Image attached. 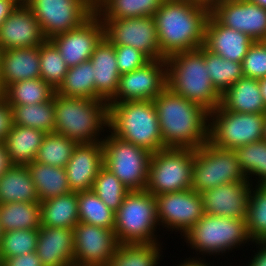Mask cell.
<instances>
[{"label":"cell","instance_id":"obj_15","mask_svg":"<svg viewBox=\"0 0 266 266\" xmlns=\"http://www.w3.org/2000/svg\"><path fill=\"white\" fill-rule=\"evenodd\" d=\"M166 88V59L150 60L142 67L120 75L117 93L109 103L152 101Z\"/></svg>","mask_w":266,"mask_h":266},{"label":"cell","instance_id":"obj_51","mask_svg":"<svg viewBox=\"0 0 266 266\" xmlns=\"http://www.w3.org/2000/svg\"><path fill=\"white\" fill-rule=\"evenodd\" d=\"M12 165L4 142H0V178Z\"/></svg>","mask_w":266,"mask_h":266},{"label":"cell","instance_id":"obj_37","mask_svg":"<svg viewBox=\"0 0 266 266\" xmlns=\"http://www.w3.org/2000/svg\"><path fill=\"white\" fill-rule=\"evenodd\" d=\"M233 151L247 180L253 185H266V141L245 144Z\"/></svg>","mask_w":266,"mask_h":266},{"label":"cell","instance_id":"obj_21","mask_svg":"<svg viewBox=\"0 0 266 266\" xmlns=\"http://www.w3.org/2000/svg\"><path fill=\"white\" fill-rule=\"evenodd\" d=\"M252 183L231 182L201 193L205 214L246 219Z\"/></svg>","mask_w":266,"mask_h":266},{"label":"cell","instance_id":"obj_4","mask_svg":"<svg viewBox=\"0 0 266 266\" xmlns=\"http://www.w3.org/2000/svg\"><path fill=\"white\" fill-rule=\"evenodd\" d=\"M167 87L186 100L198 103L207 111L215 110L221 94L211 83L206 68L204 46L178 52L166 58Z\"/></svg>","mask_w":266,"mask_h":266},{"label":"cell","instance_id":"obj_7","mask_svg":"<svg viewBox=\"0 0 266 266\" xmlns=\"http://www.w3.org/2000/svg\"><path fill=\"white\" fill-rule=\"evenodd\" d=\"M113 231L119 244L164 243L160 240L155 196L147 190L129 191L115 212Z\"/></svg>","mask_w":266,"mask_h":266},{"label":"cell","instance_id":"obj_39","mask_svg":"<svg viewBox=\"0 0 266 266\" xmlns=\"http://www.w3.org/2000/svg\"><path fill=\"white\" fill-rule=\"evenodd\" d=\"M79 222L114 230L115 212L92 191L77 192Z\"/></svg>","mask_w":266,"mask_h":266},{"label":"cell","instance_id":"obj_24","mask_svg":"<svg viewBox=\"0 0 266 266\" xmlns=\"http://www.w3.org/2000/svg\"><path fill=\"white\" fill-rule=\"evenodd\" d=\"M73 229L40 226L36 253L43 266H65L74 261Z\"/></svg>","mask_w":266,"mask_h":266},{"label":"cell","instance_id":"obj_2","mask_svg":"<svg viewBox=\"0 0 266 266\" xmlns=\"http://www.w3.org/2000/svg\"><path fill=\"white\" fill-rule=\"evenodd\" d=\"M165 148L198 149L208 142L209 111L166 88L153 100Z\"/></svg>","mask_w":266,"mask_h":266},{"label":"cell","instance_id":"obj_45","mask_svg":"<svg viewBox=\"0 0 266 266\" xmlns=\"http://www.w3.org/2000/svg\"><path fill=\"white\" fill-rule=\"evenodd\" d=\"M242 72L245 77L253 79L266 78V43L255 41L242 61Z\"/></svg>","mask_w":266,"mask_h":266},{"label":"cell","instance_id":"obj_13","mask_svg":"<svg viewBox=\"0 0 266 266\" xmlns=\"http://www.w3.org/2000/svg\"><path fill=\"white\" fill-rule=\"evenodd\" d=\"M155 200L159 226L166 234L179 232L182 237L205 214L202 195L192 188L156 195Z\"/></svg>","mask_w":266,"mask_h":266},{"label":"cell","instance_id":"obj_29","mask_svg":"<svg viewBox=\"0 0 266 266\" xmlns=\"http://www.w3.org/2000/svg\"><path fill=\"white\" fill-rule=\"evenodd\" d=\"M26 166L40 202L72 192L65 168L45 165L35 160Z\"/></svg>","mask_w":266,"mask_h":266},{"label":"cell","instance_id":"obj_17","mask_svg":"<svg viewBox=\"0 0 266 266\" xmlns=\"http://www.w3.org/2000/svg\"><path fill=\"white\" fill-rule=\"evenodd\" d=\"M74 261L94 266H107L119 242L114 231L79 222L73 228Z\"/></svg>","mask_w":266,"mask_h":266},{"label":"cell","instance_id":"obj_57","mask_svg":"<svg viewBox=\"0 0 266 266\" xmlns=\"http://www.w3.org/2000/svg\"><path fill=\"white\" fill-rule=\"evenodd\" d=\"M263 138H264V140L266 141V120H265V126H264Z\"/></svg>","mask_w":266,"mask_h":266},{"label":"cell","instance_id":"obj_47","mask_svg":"<svg viewBox=\"0 0 266 266\" xmlns=\"http://www.w3.org/2000/svg\"><path fill=\"white\" fill-rule=\"evenodd\" d=\"M13 125L12 108L0 94V142H4Z\"/></svg>","mask_w":266,"mask_h":266},{"label":"cell","instance_id":"obj_53","mask_svg":"<svg viewBox=\"0 0 266 266\" xmlns=\"http://www.w3.org/2000/svg\"><path fill=\"white\" fill-rule=\"evenodd\" d=\"M259 85H260V89H261L262 98H263L264 104L266 106V78L260 79Z\"/></svg>","mask_w":266,"mask_h":266},{"label":"cell","instance_id":"obj_14","mask_svg":"<svg viewBox=\"0 0 266 266\" xmlns=\"http://www.w3.org/2000/svg\"><path fill=\"white\" fill-rule=\"evenodd\" d=\"M100 19L104 27V37L113 45L134 47L150 60L165 59L161 55L153 16Z\"/></svg>","mask_w":266,"mask_h":266},{"label":"cell","instance_id":"obj_34","mask_svg":"<svg viewBox=\"0 0 266 266\" xmlns=\"http://www.w3.org/2000/svg\"><path fill=\"white\" fill-rule=\"evenodd\" d=\"M55 93L67 97L97 99L91 61L88 60L77 66L69 67Z\"/></svg>","mask_w":266,"mask_h":266},{"label":"cell","instance_id":"obj_36","mask_svg":"<svg viewBox=\"0 0 266 266\" xmlns=\"http://www.w3.org/2000/svg\"><path fill=\"white\" fill-rule=\"evenodd\" d=\"M13 124L31 127L47 133H54V95L45 103L31 105H10Z\"/></svg>","mask_w":266,"mask_h":266},{"label":"cell","instance_id":"obj_22","mask_svg":"<svg viewBox=\"0 0 266 266\" xmlns=\"http://www.w3.org/2000/svg\"><path fill=\"white\" fill-rule=\"evenodd\" d=\"M255 41L243 32L221 25L211 14L208 17L204 47L227 60L242 63Z\"/></svg>","mask_w":266,"mask_h":266},{"label":"cell","instance_id":"obj_23","mask_svg":"<svg viewBox=\"0 0 266 266\" xmlns=\"http://www.w3.org/2000/svg\"><path fill=\"white\" fill-rule=\"evenodd\" d=\"M40 78L39 46L0 51V93L12 83Z\"/></svg>","mask_w":266,"mask_h":266},{"label":"cell","instance_id":"obj_5","mask_svg":"<svg viewBox=\"0 0 266 266\" xmlns=\"http://www.w3.org/2000/svg\"><path fill=\"white\" fill-rule=\"evenodd\" d=\"M108 130L121 140L151 153L165 148L153 101L108 103Z\"/></svg>","mask_w":266,"mask_h":266},{"label":"cell","instance_id":"obj_54","mask_svg":"<svg viewBox=\"0 0 266 266\" xmlns=\"http://www.w3.org/2000/svg\"><path fill=\"white\" fill-rule=\"evenodd\" d=\"M196 1L211 8L215 3L222 0H196Z\"/></svg>","mask_w":266,"mask_h":266},{"label":"cell","instance_id":"obj_48","mask_svg":"<svg viewBox=\"0 0 266 266\" xmlns=\"http://www.w3.org/2000/svg\"><path fill=\"white\" fill-rule=\"evenodd\" d=\"M0 266H43L36 251L15 257H7L0 262Z\"/></svg>","mask_w":266,"mask_h":266},{"label":"cell","instance_id":"obj_10","mask_svg":"<svg viewBox=\"0 0 266 266\" xmlns=\"http://www.w3.org/2000/svg\"><path fill=\"white\" fill-rule=\"evenodd\" d=\"M104 166L129 190H145L152 153L121 140L109 130L102 141Z\"/></svg>","mask_w":266,"mask_h":266},{"label":"cell","instance_id":"obj_42","mask_svg":"<svg viewBox=\"0 0 266 266\" xmlns=\"http://www.w3.org/2000/svg\"><path fill=\"white\" fill-rule=\"evenodd\" d=\"M39 57L40 78L56 90L62 83L69 67L50 40H46L39 46Z\"/></svg>","mask_w":266,"mask_h":266},{"label":"cell","instance_id":"obj_26","mask_svg":"<svg viewBox=\"0 0 266 266\" xmlns=\"http://www.w3.org/2000/svg\"><path fill=\"white\" fill-rule=\"evenodd\" d=\"M220 106L238 113H266L258 79L243 76L221 94Z\"/></svg>","mask_w":266,"mask_h":266},{"label":"cell","instance_id":"obj_25","mask_svg":"<svg viewBox=\"0 0 266 266\" xmlns=\"http://www.w3.org/2000/svg\"><path fill=\"white\" fill-rule=\"evenodd\" d=\"M89 60L93 66L97 99L108 104L117 93L121 75L118 71L114 45L103 37Z\"/></svg>","mask_w":266,"mask_h":266},{"label":"cell","instance_id":"obj_27","mask_svg":"<svg viewBox=\"0 0 266 266\" xmlns=\"http://www.w3.org/2000/svg\"><path fill=\"white\" fill-rule=\"evenodd\" d=\"M46 133L31 127L12 125L4 144L13 165H27L36 159Z\"/></svg>","mask_w":266,"mask_h":266},{"label":"cell","instance_id":"obj_18","mask_svg":"<svg viewBox=\"0 0 266 266\" xmlns=\"http://www.w3.org/2000/svg\"><path fill=\"white\" fill-rule=\"evenodd\" d=\"M103 37L102 21L94 12L77 28L56 35L49 40L59 50L66 65L73 67L88 61Z\"/></svg>","mask_w":266,"mask_h":266},{"label":"cell","instance_id":"obj_1","mask_svg":"<svg viewBox=\"0 0 266 266\" xmlns=\"http://www.w3.org/2000/svg\"><path fill=\"white\" fill-rule=\"evenodd\" d=\"M210 7L196 0H163L154 13L161 55L196 50L204 45Z\"/></svg>","mask_w":266,"mask_h":266},{"label":"cell","instance_id":"obj_55","mask_svg":"<svg viewBox=\"0 0 266 266\" xmlns=\"http://www.w3.org/2000/svg\"><path fill=\"white\" fill-rule=\"evenodd\" d=\"M250 1L266 9V0H250Z\"/></svg>","mask_w":266,"mask_h":266},{"label":"cell","instance_id":"obj_40","mask_svg":"<svg viewBox=\"0 0 266 266\" xmlns=\"http://www.w3.org/2000/svg\"><path fill=\"white\" fill-rule=\"evenodd\" d=\"M204 57L211 83L220 94L244 76L240 62L224 59L205 47Z\"/></svg>","mask_w":266,"mask_h":266},{"label":"cell","instance_id":"obj_50","mask_svg":"<svg viewBox=\"0 0 266 266\" xmlns=\"http://www.w3.org/2000/svg\"><path fill=\"white\" fill-rule=\"evenodd\" d=\"M19 3V0H0V27Z\"/></svg>","mask_w":266,"mask_h":266},{"label":"cell","instance_id":"obj_32","mask_svg":"<svg viewBox=\"0 0 266 266\" xmlns=\"http://www.w3.org/2000/svg\"><path fill=\"white\" fill-rule=\"evenodd\" d=\"M165 243L119 244L107 266H160Z\"/></svg>","mask_w":266,"mask_h":266},{"label":"cell","instance_id":"obj_3","mask_svg":"<svg viewBox=\"0 0 266 266\" xmlns=\"http://www.w3.org/2000/svg\"><path fill=\"white\" fill-rule=\"evenodd\" d=\"M54 116V133L64 135L78 144L102 142L108 131V104L103 100L55 93Z\"/></svg>","mask_w":266,"mask_h":266},{"label":"cell","instance_id":"obj_43","mask_svg":"<svg viewBox=\"0 0 266 266\" xmlns=\"http://www.w3.org/2000/svg\"><path fill=\"white\" fill-rule=\"evenodd\" d=\"M92 191L114 212L119 209L129 192L124 184L105 166L97 174Z\"/></svg>","mask_w":266,"mask_h":266},{"label":"cell","instance_id":"obj_58","mask_svg":"<svg viewBox=\"0 0 266 266\" xmlns=\"http://www.w3.org/2000/svg\"><path fill=\"white\" fill-rule=\"evenodd\" d=\"M2 235H3V231H2V229L0 227V246H1V238H2Z\"/></svg>","mask_w":266,"mask_h":266},{"label":"cell","instance_id":"obj_30","mask_svg":"<svg viewBox=\"0 0 266 266\" xmlns=\"http://www.w3.org/2000/svg\"><path fill=\"white\" fill-rule=\"evenodd\" d=\"M42 226L73 229L79 223L77 192L40 202Z\"/></svg>","mask_w":266,"mask_h":266},{"label":"cell","instance_id":"obj_35","mask_svg":"<svg viewBox=\"0 0 266 266\" xmlns=\"http://www.w3.org/2000/svg\"><path fill=\"white\" fill-rule=\"evenodd\" d=\"M0 94L9 105H31L49 101L55 90L41 78H35L12 83Z\"/></svg>","mask_w":266,"mask_h":266},{"label":"cell","instance_id":"obj_28","mask_svg":"<svg viewBox=\"0 0 266 266\" xmlns=\"http://www.w3.org/2000/svg\"><path fill=\"white\" fill-rule=\"evenodd\" d=\"M40 202L26 165H12L0 178V204Z\"/></svg>","mask_w":266,"mask_h":266},{"label":"cell","instance_id":"obj_52","mask_svg":"<svg viewBox=\"0 0 266 266\" xmlns=\"http://www.w3.org/2000/svg\"><path fill=\"white\" fill-rule=\"evenodd\" d=\"M179 263L178 264H173V266L175 265H177V266H211V264H210V261H207L206 259H190V258H187V256H186V258L182 261V262H180V261H178ZM212 266H214L213 264H212Z\"/></svg>","mask_w":266,"mask_h":266},{"label":"cell","instance_id":"obj_41","mask_svg":"<svg viewBox=\"0 0 266 266\" xmlns=\"http://www.w3.org/2000/svg\"><path fill=\"white\" fill-rule=\"evenodd\" d=\"M64 135L47 133L39 147L35 161L54 167L65 168L77 146Z\"/></svg>","mask_w":266,"mask_h":266},{"label":"cell","instance_id":"obj_38","mask_svg":"<svg viewBox=\"0 0 266 266\" xmlns=\"http://www.w3.org/2000/svg\"><path fill=\"white\" fill-rule=\"evenodd\" d=\"M245 223L252 243L266 242V185L252 184Z\"/></svg>","mask_w":266,"mask_h":266},{"label":"cell","instance_id":"obj_11","mask_svg":"<svg viewBox=\"0 0 266 266\" xmlns=\"http://www.w3.org/2000/svg\"><path fill=\"white\" fill-rule=\"evenodd\" d=\"M231 182H249L233 150L221 149L210 142L195 149L192 189L198 193Z\"/></svg>","mask_w":266,"mask_h":266},{"label":"cell","instance_id":"obj_9","mask_svg":"<svg viewBox=\"0 0 266 266\" xmlns=\"http://www.w3.org/2000/svg\"><path fill=\"white\" fill-rule=\"evenodd\" d=\"M195 149L164 148L152 153L145 190L160 195L192 188Z\"/></svg>","mask_w":266,"mask_h":266},{"label":"cell","instance_id":"obj_49","mask_svg":"<svg viewBox=\"0 0 266 266\" xmlns=\"http://www.w3.org/2000/svg\"><path fill=\"white\" fill-rule=\"evenodd\" d=\"M253 244L256 246V251L252 250L254 255L249 257L250 260L244 266H266V242H253Z\"/></svg>","mask_w":266,"mask_h":266},{"label":"cell","instance_id":"obj_46","mask_svg":"<svg viewBox=\"0 0 266 266\" xmlns=\"http://www.w3.org/2000/svg\"><path fill=\"white\" fill-rule=\"evenodd\" d=\"M118 71L120 74L131 72L144 66L150 59L134 47L114 45Z\"/></svg>","mask_w":266,"mask_h":266},{"label":"cell","instance_id":"obj_20","mask_svg":"<svg viewBox=\"0 0 266 266\" xmlns=\"http://www.w3.org/2000/svg\"><path fill=\"white\" fill-rule=\"evenodd\" d=\"M104 166L102 142L79 143L65 169L72 192L89 191L100 169Z\"/></svg>","mask_w":266,"mask_h":266},{"label":"cell","instance_id":"obj_16","mask_svg":"<svg viewBox=\"0 0 266 266\" xmlns=\"http://www.w3.org/2000/svg\"><path fill=\"white\" fill-rule=\"evenodd\" d=\"M210 14L223 26L247 34L254 41L266 38V9L250 0H222Z\"/></svg>","mask_w":266,"mask_h":266},{"label":"cell","instance_id":"obj_6","mask_svg":"<svg viewBox=\"0 0 266 266\" xmlns=\"http://www.w3.org/2000/svg\"><path fill=\"white\" fill-rule=\"evenodd\" d=\"M181 239L186 242V246H190V252L192 250L196 255H190L189 258L202 260L206 259L205 255L221 258L226 253L228 258V254L234 252L233 249L237 251L246 244H252L247 234L245 219L209 214H204Z\"/></svg>","mask_w":266,"mask_h":266},{"label":"cell","instance_id":"obj_19","mask_svg":"<svg viewBox=\"0 0 266 266\" xmlns=\"http://www.w3.org/2000/svg\"><path fill=\"white\" fill-rule=\"evenodd\" d=\"M46 40L40 23L24 2L18 4L0 27V51L34 48Z\"/></svg>","mask_w":266,"mask_h":266},{"label":"cell","instance_id":"obj_44","mask_svg":"<svg viewBox=\"0 0 266 266\" xmlns=\"http://www.w3.org/2000/svg\"><path fill=\"white\" fill-rule=\"evenodd\" d=\"M37 239L38 229L4 232L1 238L0 262L7 257L36 251Z\"/></svg>","mask_w":266,"mask_h":266},{"label":"cell","instance_id":"obj_33","mask_svg":"<svg viewBox=\"0 0 266 266\" xmlns=\"http://www.w3.org/2000/svg\"><path fill=\"white\" fill-rule=\"evenodd\" d=\"M163 0H94L99 18H133L153 16Z\"/></svg>","mask_w":266,"mask_h":266},{"label":"cell","instance_id":"obj_8","mask_svg":"<svg viewBox=\"0 0 266 266\" xmlns=\"http://www.w3.org/2000/svg\"><path fill=\"white\" fill-rule=\"evenodd\" d=\"M266 113H238L224 110L220 105L209 112L208 142L234 150L245 144L264 140Z\"/></svg>","mask_w":266,"mask_h":266},{"label":"cell","instance_id":"obj_31","mask_svg":"<svg viewBox=\"0 0 266 266\" xmlns=\"http://www.w3.org/2000/svg\"><path fill=\"white\" fill-rule=\"evenodd\" d=\"M40 202H13L0 204V227L4 232L39 229Z\"/></svg>","mask_w":266,"mask_h":266},{"label":"cell","instance_id":"obj_56","mask_svg":"<svg viewBox=\"0 0 266 266\" xmlns=\"http://www.w3.org/2000/svg\"><path fill=\"white\" fill-rule=\"evenodd\" d=\"M65 266H94V265H89V264H84V263H77L75 261L67 263Z\"/></svg>","mask_w":266,"mask_h":266},{"label":"cell","instance_id":"obj_12","mask_svg":"<svg viewBox=\"0 0 266 266\" xmlns=\"http://www.w3.org/2000/svg\"><path fill=\"white\" fill-rule=\"evenodd\" d=\"M50 38L77 28L94 12V0H26L24 2Z\"/></svg>","mask_w":266,"mask_h":266}]
</instances>
